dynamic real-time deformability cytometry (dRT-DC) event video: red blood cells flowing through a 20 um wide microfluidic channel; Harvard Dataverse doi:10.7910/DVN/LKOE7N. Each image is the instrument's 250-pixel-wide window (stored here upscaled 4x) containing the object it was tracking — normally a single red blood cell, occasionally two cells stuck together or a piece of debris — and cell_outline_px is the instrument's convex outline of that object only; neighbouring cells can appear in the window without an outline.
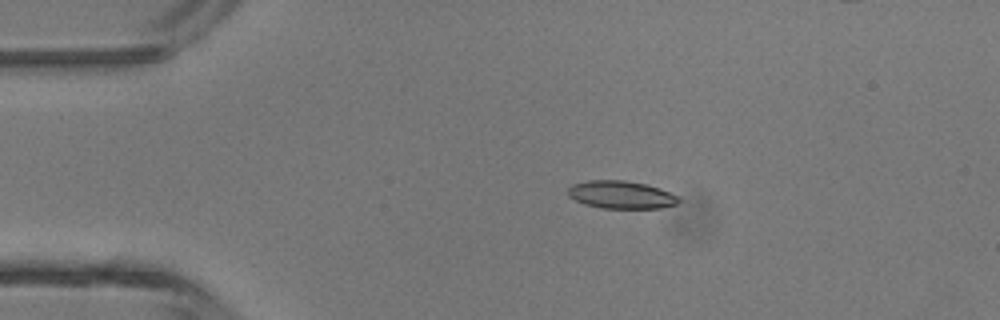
{"species": "common noctule bat (a hibernating species)", "species_latin": "Nyctalus noctula", "temperature_condition": "room temperature", "stored_images_in_passage": 4, "camera_frame_rate_fps": 3000, "um_per_image_px": 0.085, "animal": {"sex": "male", "body_mass_g": 13.3}, "frame": {"image": 1, "passage_image": 3, "time_ms": 0.667, "image_size_px": [1000, 320], "cell_outline_px": [[680, 200], [676, 204], [660, 208], [604, 208], [584, 204], [568, 196], [568, 188], [572, 184], [588, 180], [624, 180], [644, 184], [660, 188], [680, 196]], "centroid_in_image_um": [52.8, 16.55], "position_along_channel_um": 32.2, "area_um2": 17.92}}